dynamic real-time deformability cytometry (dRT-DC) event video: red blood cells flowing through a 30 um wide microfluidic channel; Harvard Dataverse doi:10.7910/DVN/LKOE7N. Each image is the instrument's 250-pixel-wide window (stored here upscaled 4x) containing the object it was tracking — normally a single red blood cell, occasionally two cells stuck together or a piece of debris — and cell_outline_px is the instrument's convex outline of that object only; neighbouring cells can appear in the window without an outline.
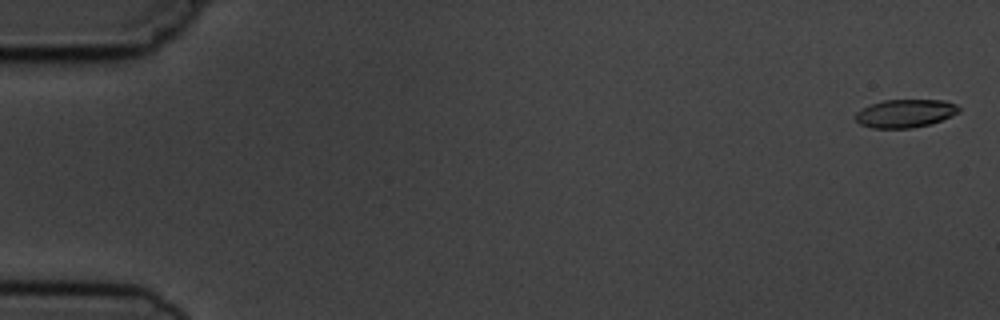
{"species": "common noctule bat (a hibernating species)", "species_latin": "Nyctalus noctula", "temperature_condition": "cold", "stored_images_in_passage": 5, "camera_frame_rate_fps": 3000, "um_per_image_px": 0.085, "animal": {"sex": "male", "body_mass_g": 19.5, "forearm_length_mm": 54.6}, "frame": {"image": 1, "passage_image": 1, "time_ms": 0.0, "image_size_px": [1000, 320], "cell_outline_px": [[960, 112], [932, 124], [912, 128], [872, 128], [860, 124], [856, 120], [856, 112], [872, 104], [884, 100], [944, 100], [956, 104], [960, 108]], "centroid_in_image_um": [76.98, 9.64], "position_along_channel_um": 8.0, "area_um2": 16.94}}
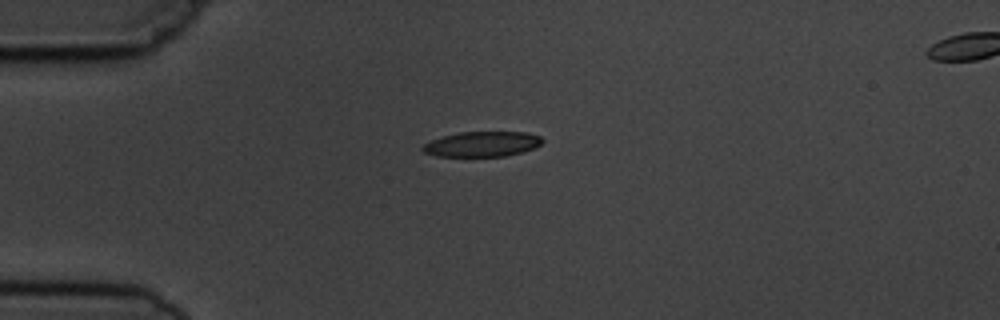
{"frame": {"image": 2, "passage_image": 4, "time_ms": 4.333, "image_size_px": [1000, 320], "cell_outline_px": [[544, 140], [536, 148], [504, 156], [436, 156], [424, 152], [420, 148], [424, 144], [432, 140], [444, 136], [460, 132], [528, 132], [540, 136]], "centroid_in_image_um": [41.0, 12.24], "position_along_channel_um": 44.0, "area_um2": 17.46}}